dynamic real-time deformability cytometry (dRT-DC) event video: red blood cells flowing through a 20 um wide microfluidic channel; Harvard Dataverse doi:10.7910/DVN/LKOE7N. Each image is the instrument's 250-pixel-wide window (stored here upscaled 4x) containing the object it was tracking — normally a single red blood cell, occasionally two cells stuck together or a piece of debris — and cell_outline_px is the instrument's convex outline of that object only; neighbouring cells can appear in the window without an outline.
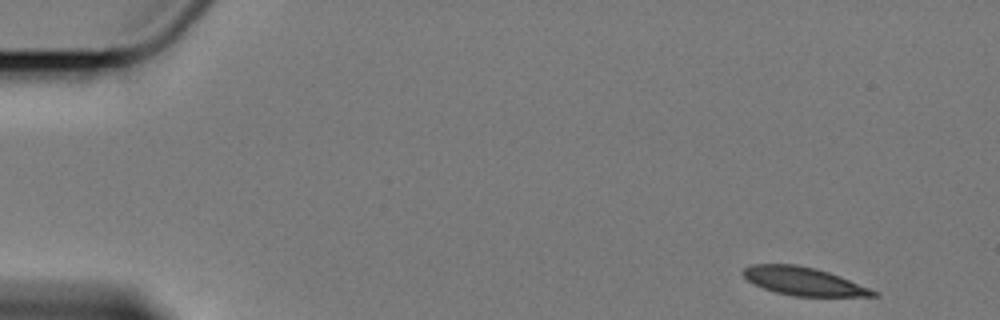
{"species": "Egyptian fruit bat (a non-hibernating species)", "species_latin": "Rousettus aegyptiacus", "temperature_condition": "cold", "stored_images_in_passage": 5, "camera_frame_rate_fps": 3000, "um_per_image_px": 0.085, "animal": {"sex": "female"}, "frame": {"image": 1, "passage_image": 1, "time_ms": 0.0, "image_size_px": [1000, 320], "cell_outline_px": [[880, 296], [792, 296], [776, 292], [752, 284], [740, 272], [744, 268], [752, 264], [796, 264], [816, 268], [840, 276], [872, 288], [880, 292]], "centroid_in_image_um": [68.33, 23.9], "position_along_channel_um": 16.7, "area_um2": 21.56}}
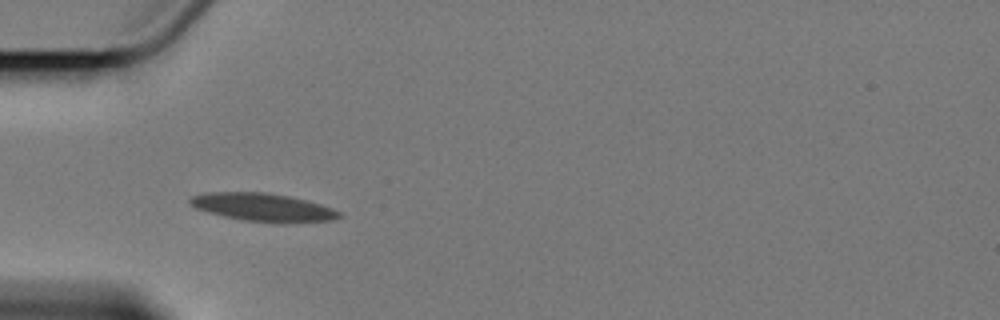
{"frame": {"image": 2, "passage_image": 4, "time_ms": 4.667, "image_size_px": [1000, 320], "cell_outline_px": [[344, 216], [332, 220], [284, 224], [244, 220], [224, 216], [208, 212], [196, 208], [188, 204], [188, 200], [192, 196], [208, 192], [264, 192], [288, 196], [320, 204], [332, 208], [340, 212]], "centroid_in_image_um": [22.36, 17.63], "position_along_channel_um": 62.6, "area_um2": 24.51}}
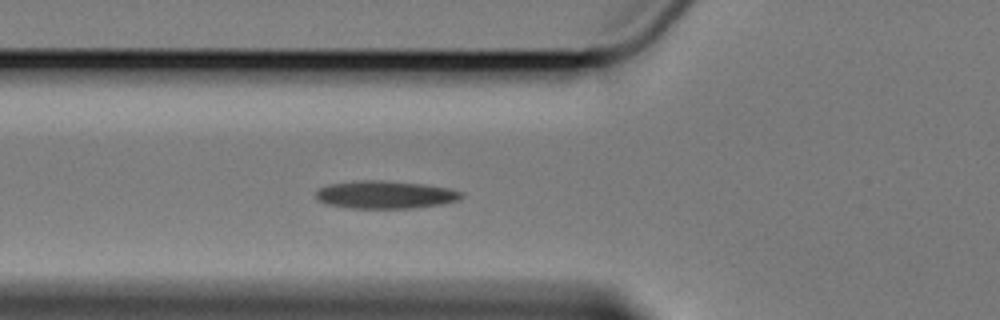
{"frame": {"image": 3, "passage_image": 5, "time_ms": 5.667, "image_size_px": [1000, 320], "cell_outline_px": [[464, 196], [460, 200], [444, 204], [412, 208], [352, 208], [324, 204], [316, 200], [316, 192], [320, 188], [328, 184], [356, 180], [380, 180], [424, 184], [448, 188], [464, 192]], "centroid_in_image_um": [32.76, 16.55], "position_along_channel_um": 93.0, "area_um2": 23.87}}